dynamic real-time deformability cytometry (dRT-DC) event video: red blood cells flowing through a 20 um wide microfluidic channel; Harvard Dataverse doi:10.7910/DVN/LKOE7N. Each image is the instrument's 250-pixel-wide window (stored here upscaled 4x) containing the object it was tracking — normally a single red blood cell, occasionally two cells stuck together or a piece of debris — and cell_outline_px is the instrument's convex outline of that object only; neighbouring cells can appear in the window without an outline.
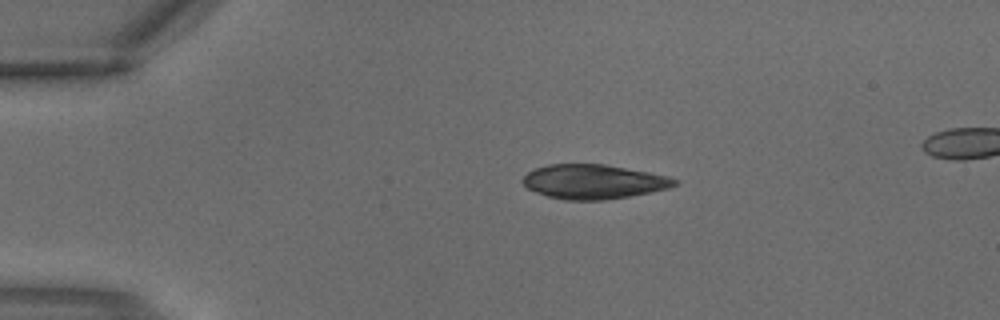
{"species": "common noctule bat (a hibernating species)", "species_latin": "Nyctalus noctula", "temperature_condition": "warm", "stored_images_in_passage": 3, "camera_frame_rate_fps": 3000, "um_per_image_px": 0.085, "animal": {"sex": "male", "body_mass_g": 18.8}, "frame": {"image": 1, "passage_image": 1, "time_ms": 0.0, "image_size_px": [1000, 320], "cell_outline_px": [[680, 184], [668, 188], [628, 196], [604, 200], [564, 200], [548, 196], [536, 192], [528, 188], [520, 180], [528, 172], [536, 168], [548, 164], [604, 164], [648, 172], [668, 176], [680, 180]], "centroid_in_image_um": [50.45, 15.44], "position_along_channel_um": 34.5, "area_um2": 30.35}}